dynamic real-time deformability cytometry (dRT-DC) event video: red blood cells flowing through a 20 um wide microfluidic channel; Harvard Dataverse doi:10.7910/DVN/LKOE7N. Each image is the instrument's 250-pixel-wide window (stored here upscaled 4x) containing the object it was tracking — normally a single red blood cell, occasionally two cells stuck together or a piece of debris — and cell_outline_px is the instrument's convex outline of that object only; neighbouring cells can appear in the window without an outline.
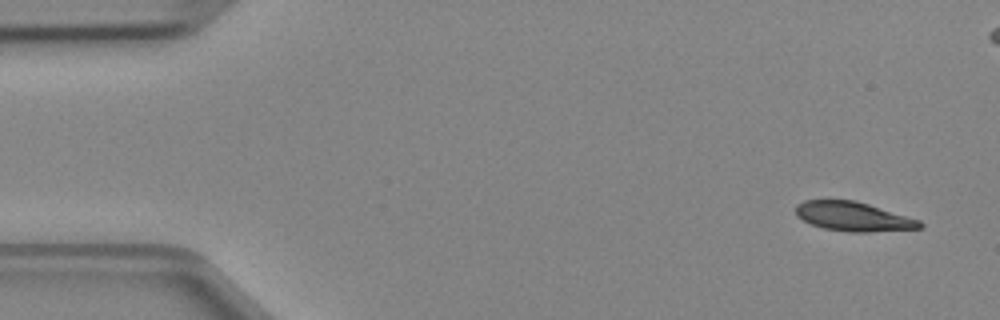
{"species": "Egyptian fruit bat (a non-hibernating species)", "species_latin": "Rousettus aegyptiacus", "temperature_condition": "cold", "stored_images_in_passage": 5, "camera_frame_rate_fps": 3000, "um_per_image_px": 0.085, "animal": {"sex": "female"}, "frame": {"image": 1, "passage_image": 1, "time_ms": 0.0, "image_size_px": [1000, 320], "cell_outline_px": [[924, 224], [920, 228], [868, 232], [848, 232], [824, 228], [812, 224], [796, 216], [796, 204], [804, 200], [856, 200], [920, 220]], "centroid_in_image_um": [72.52, 18.4], "position_along_channel_um": 12.5, "area_um2": 21.04}}